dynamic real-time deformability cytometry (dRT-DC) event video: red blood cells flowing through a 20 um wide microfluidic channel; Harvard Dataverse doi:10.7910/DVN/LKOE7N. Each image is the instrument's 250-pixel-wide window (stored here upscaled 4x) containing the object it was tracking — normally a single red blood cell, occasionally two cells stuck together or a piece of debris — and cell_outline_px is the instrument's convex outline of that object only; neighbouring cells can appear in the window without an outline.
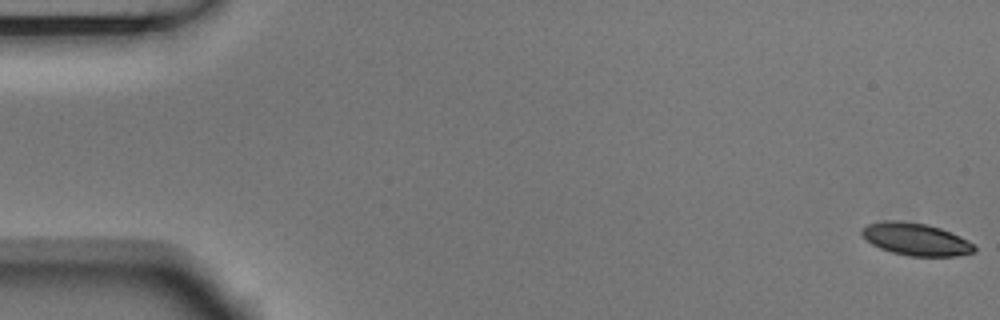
{"species": "Egyptian fruit bat (a non-hibernating species)", "species_latin": "Rousettus aegyptiacus", "temperature_condition": "room temperature", "stored_images_in_passage": 5, "camera_frame_rate_fps": 3000, "um_per_image_px": 0.085, "animal": {"sex": "male"}, "frame": {"image": 1, "passage_image": 1, "time_ms": 0.0, "image_size_px": [1000, 320], "cell_outline_px": [[976, 252], [956, 256], [908, 256], [892, 252], [880, 248], [872, 244], [860, 232], [860, 228], [868, 224], [884, 220], [900, 220], [924, 224], [940, 228], [960, 236], [968, 240], [976, 248]], "centroid_in_image_um": [77.84, 20.33], "position_along_channel_um": 7.2, "area_um2": 21.21}}
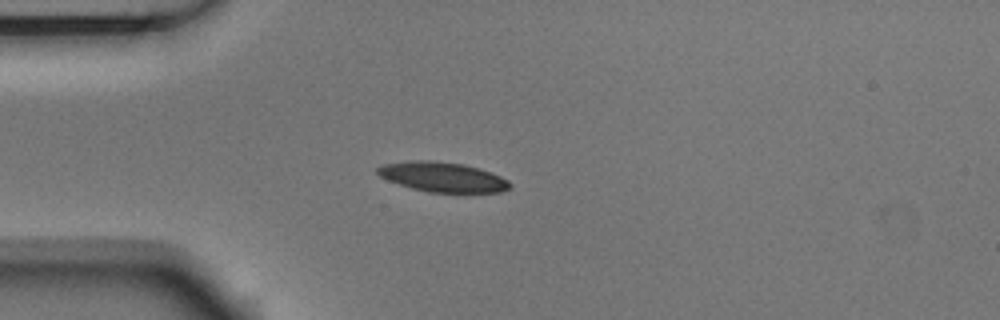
{"frame": {"image": 2, "passage_image": 5, "time_ms": 1.333, "image_size_px": [1000, 320], "cell_outline_px": [[512, 184], [508, 188], [500, 192], [428, 192], [412, 188], [388, 180], [380, 176], [376, 172], [376, 168], [384, 164], [408, 160], [432, 160], [464, 164], [480, 168], [500, 176], [508, 180]], "centroid_in_image_um": [37.61, 15.03], "position_along_channel_um": 47.4, "area_um2": 22.95}}